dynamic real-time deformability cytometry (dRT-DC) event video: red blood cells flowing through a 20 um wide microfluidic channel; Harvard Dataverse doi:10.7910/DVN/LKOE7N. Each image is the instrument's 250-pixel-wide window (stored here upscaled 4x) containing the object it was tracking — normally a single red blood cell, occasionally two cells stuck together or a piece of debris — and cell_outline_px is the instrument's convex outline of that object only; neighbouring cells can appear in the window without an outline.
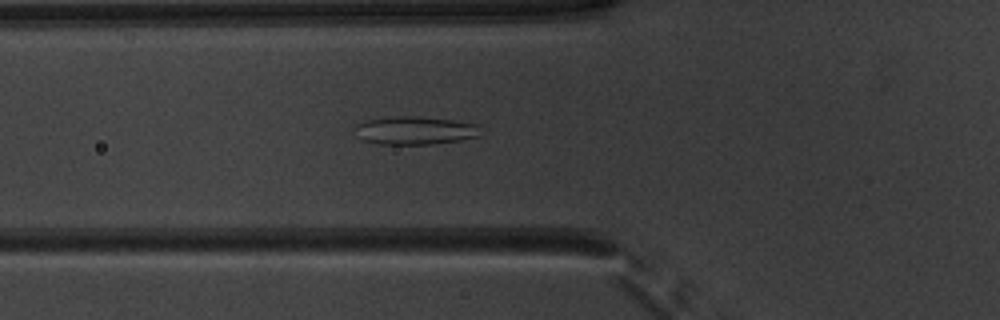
{"species": "common noctule bat (a hibernating species)", "species_latin": "Nyctalus noctula", "temperature_condition": "warm", "stored_images_in_passage": 46, "camera_frame_rate_fps": 3000, "um_per_image_px": 0.085, "animal": {"sex": "male", "body_mass_g": 20.1, "forearm_length_mm": 53.5}, "frame": {"image": 1, "passage_image": 13, "time_ms": 4.0, "image_size_px": [1000, 320], "cell_outline_px": [[484, 124], [480, 136], [460, 140], [432, 144], [380, 144], [360, 140], [356, 124], [368, 120], [396, 116], [416, 116], [452, 120]], "centroid_in_image_um": [35.39, 11.09], "position_along_channel_um": 90.4, "area_um2": 20.75}}
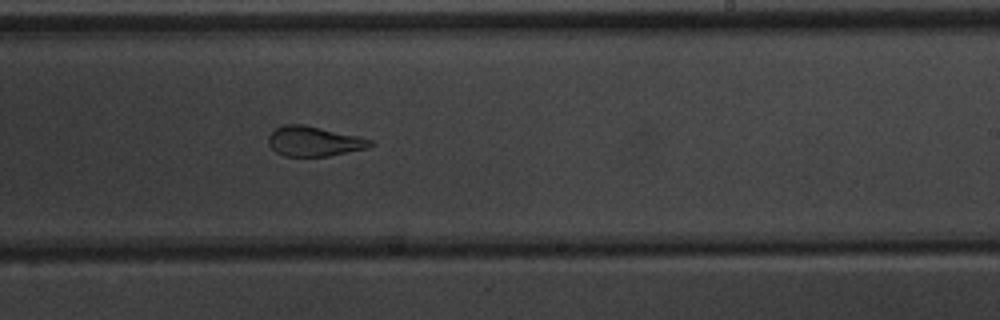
{"frame": {"image": 2, "passage_image": 26, "time_ms": 8.333, "image_size_px": [1000, 320], "cell_outline_px": [[376, 144], [368, 148], [328, 156], [284, 156], [276, 152], [268, 144], [268, 136], [276, 128], [284, 124], [304, 124], [360, 136], [372, 140]], "centroid_in_image_um": [26.72, 12.0], "position_along_channel_um": 262.3, "area_um2": 17.92}}
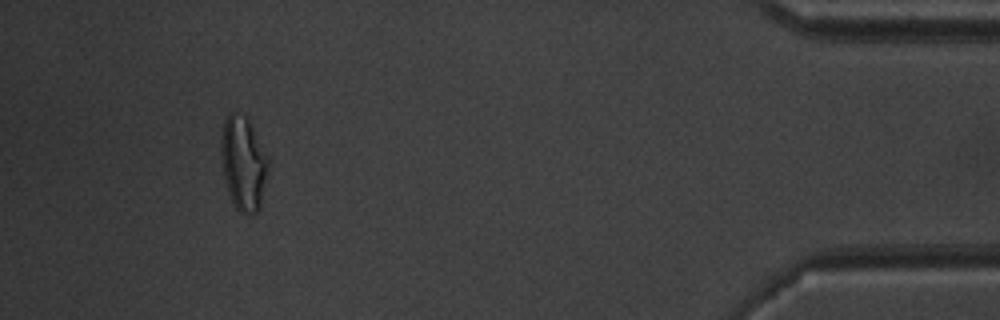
{"frame": {"image": 3, "passage_image": 42, "time_ms": 13.667, "image_size_px": [1000, 320], "cell_outline_px": [[268, 164], [260, 208], [252, 216], [248, 216], [240, 212], [236, 208], [228, 192], [224, 176], [220, 156], [220, 140], [224, 120], [228, 112], [232, 112], [244, 116], [248, 120], [268, 160]], "centroid_in_image_um": [20.64, 13.91], "position_along_channel_um": 414.6, "area_um2": 25.49}, "authors_computed_cell_mechanics": {"area_um2": 21.2993, "velocity_mm_per_s": 3.9489, "shape_relaxation_time_tau1_ms": 8.4418, "shape_relaxation_time_tau2_ms": 1.5964, "deformation_change_tau1": 0.2432, "deformation_change_tau2": 0.0915}}